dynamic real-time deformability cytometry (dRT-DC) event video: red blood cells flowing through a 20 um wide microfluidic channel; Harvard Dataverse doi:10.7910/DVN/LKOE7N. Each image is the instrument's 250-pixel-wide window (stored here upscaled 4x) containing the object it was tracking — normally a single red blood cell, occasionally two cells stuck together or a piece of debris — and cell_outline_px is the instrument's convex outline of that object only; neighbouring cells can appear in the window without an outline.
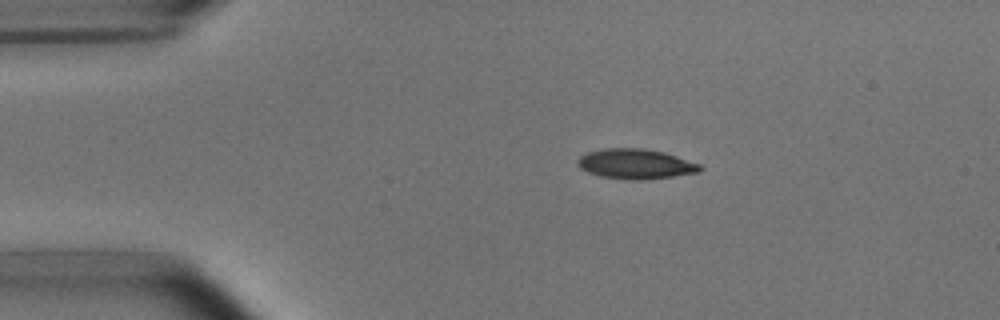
{"species": "common noctule bat (a hibernating species)", "species_latin": "Nyctalus noctula", "temperature_condition": "room temperature", "stored_images_in_passage": 43, "camera_frame_rate_fps": 3000, "um_per_image_px": 0.085, "animal": {"sex": "male", "body_mass_g": 15.6}, "frame": {"image": 1, "passage_image": 1, "time_ms": 0.0, "image_size_px": [1000, 320], "cell_outline_px": [[704, 168], [700, 172], [672, 176], [640, 180], [628, 180], [600, 176], [588, 172], [580, 168], [576, 164], [576, 160], [580, 156], [588, 152], [604, 148], [644, 148], [664, 152], [700, 164]], "centroid_in_image_um": [54.01, 13.93], "position_along_channel_um": 31.0, "area_um2": 21.44}}
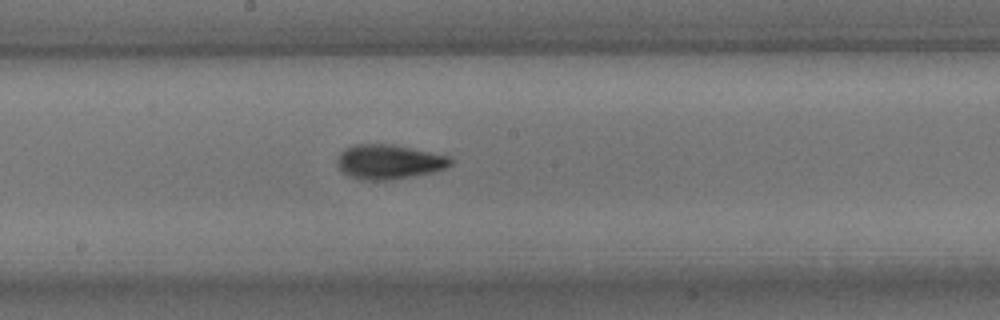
{"frame": {"image": 2, "passage_image": 19, "time_ms": 6.0, "image_size_px": [1000, 320], "cell_outline_px": [[452, 164], [444, 168], [432, 172], [412, 176], [388, 180], [364, 180], [348, 176], [340, 172], [336, 160], [340, 152], [344, 148], [352, 144], [392, 144], [448, 156], [452, 160]], "centroid_in_image_um": [32.98, 13.75], "position_along_channel_um": 215.2, "area_um2": 22.83}}
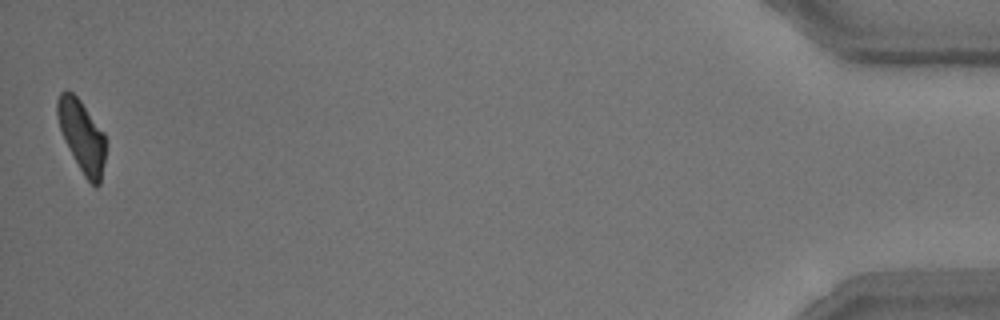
{"frame": {"image": 3, "passage_image": 43, "time_ms": 14.0, "image_size_px": [1000, 320], "cell_outline_px": [[108, 144], [100, 184], [96, 188], [84, 176], [64, 140], [56, 116], [56, 100], [60, 92], [72, 92], [80, 100], [104, 132]], "centroid_in_image_um": [6.99, 11.58], "position_along_channel_um": 428.2, "area_um2": 20.46}, "authors_computed_cell_mechanics": {"area_um2": 21.4438, "velocity_mm_per_s": 3.8192, "shape_relaxation_time_tau1_ms": 2.7906, "shape_relaxation_time_tau2_ms": 2.3854, "deformation_change_tau1": 0.1403, "deformation_change_tau2": 0.0843}}